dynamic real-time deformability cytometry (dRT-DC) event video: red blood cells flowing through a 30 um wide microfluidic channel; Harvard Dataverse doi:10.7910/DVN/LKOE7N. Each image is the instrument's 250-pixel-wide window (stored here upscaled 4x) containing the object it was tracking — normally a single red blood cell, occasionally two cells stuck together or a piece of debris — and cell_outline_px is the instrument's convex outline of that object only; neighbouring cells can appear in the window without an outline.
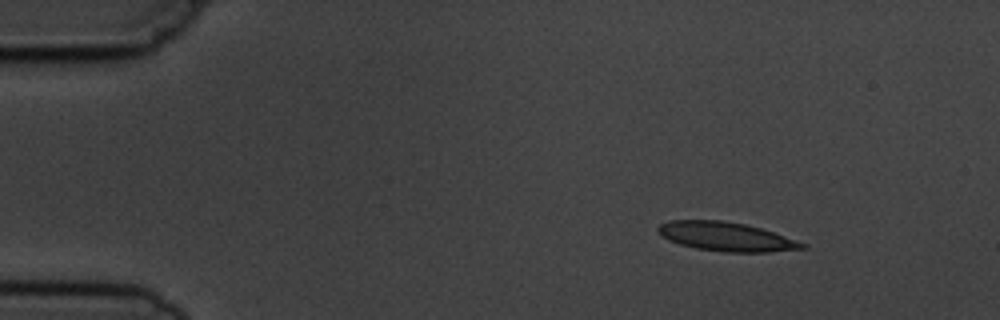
{"species": "common noctule bat (a hibernating species)", "species_latin": "Nyctalus noctula", "temperature_condition": "cold", "stored_images_in_passage": 3, "camera_frame_rate_fps": 3000, "um_per_image_px": 0.085, "animal": {"sex": "male", "body_mass_g": 19.5, "forearm_length_mm": 54.6}, "frame": {"image": 1, "passage_image": 1, "time_ms": 0.0, "image_size_px": [1000, 320], "cell_outline_px": [[808, 248], [768, 252], [724, 252], [696, 248], [680, 244], [668, 240], [660, 236], [656, 232], [656, 228], [660, 224], [668, 220], [720, 220], [744, 224], [760, 228], [808, 244]], "centroid_in_image_um": [61.68, 20.11], "position_along_channel_um": 23.3, "area_um2": 24.39}}